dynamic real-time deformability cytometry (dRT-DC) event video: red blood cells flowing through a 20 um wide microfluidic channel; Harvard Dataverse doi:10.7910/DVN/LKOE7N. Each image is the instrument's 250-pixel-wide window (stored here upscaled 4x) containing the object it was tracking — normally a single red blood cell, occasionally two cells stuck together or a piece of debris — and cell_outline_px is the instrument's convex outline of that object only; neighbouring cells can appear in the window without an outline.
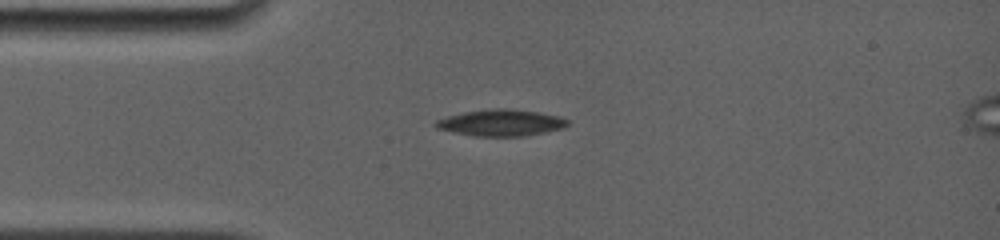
{"species": "common noctule bat (a hibernating species)", "species_latin": "Nyctalus noctula", "temperature_condition": "room temperature", "stored_images_in_passage": 39, "camera_frame_rate_fps": 4000, "um_per_image_px": 0.085, "animal": {"sex": "female", "body_mass_g": 19.0, "forearm_length_mm": 56.7}, "frame": {"image": 1, "passage_image": 1, "time_ms": 0.0, "image_size_px": [1000, 240], "cell_outline_px": [[568, 124], [564, 128], [524, 136], [476, 136], [436, 128], [432, 124], [436, 120], [448, 116], [464, 112], [488, 108], [508, 108], [540, 112], [560, 116], [568, 120]], "centroid_in_image_um": [42.6, 10.42], "position_along_channel_um": 42.4, "area_um2": 20.4}}
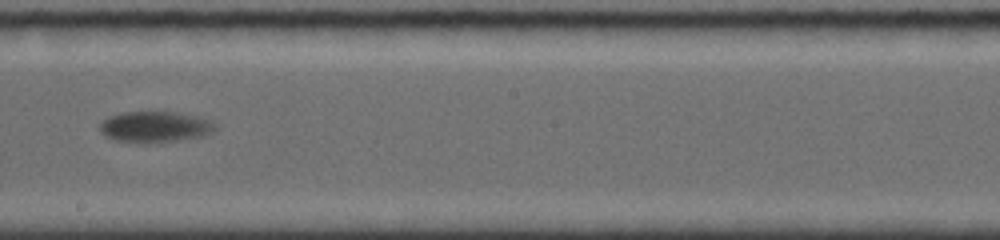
{"frame": {"image": 2, "passage_image": 24, "time_ms": 5.75, "image_size_px": [1000, 240], "cell_outline_px": [[216, 128], [212, 132], [204, 136], [176, 140], [116, 140], [104, 136], [100, 132], [100, 124], [108, 116], [124, 112], [176, 112], [200, 116], [212, 120], [216, 124]], "centroid_in_image_um": [13.23, 10.73], "position_along_channel_um": 235.0, "area_um2": 20.23}}
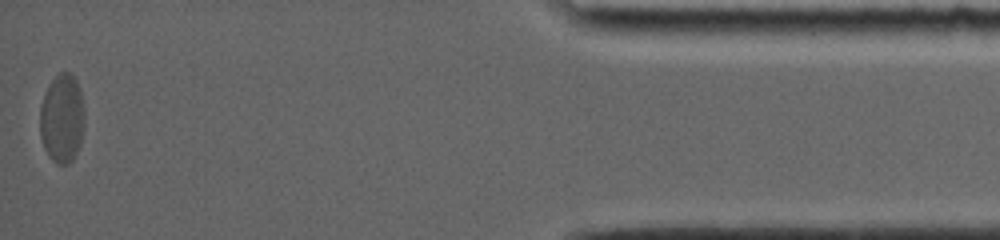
{"frame": {"image": 3, "passage_image": 39, "time_ms": 13.0, "image_size_px": [1000, 240], "cell_outline_px": [[84, 124], [80, 144], [72, 160], [68, 164], [56, 164], [48, 156], [44, 148], [40, 136], [40, 104], [44, 92], [48, 84], [60, 72], [68, 72], [76, 80], [80, 88], [84, 108]], "centroid_in_image_um": [5.26, 10.07], "position_along_channel_um": 429.9, "area_um2": 23.35}}